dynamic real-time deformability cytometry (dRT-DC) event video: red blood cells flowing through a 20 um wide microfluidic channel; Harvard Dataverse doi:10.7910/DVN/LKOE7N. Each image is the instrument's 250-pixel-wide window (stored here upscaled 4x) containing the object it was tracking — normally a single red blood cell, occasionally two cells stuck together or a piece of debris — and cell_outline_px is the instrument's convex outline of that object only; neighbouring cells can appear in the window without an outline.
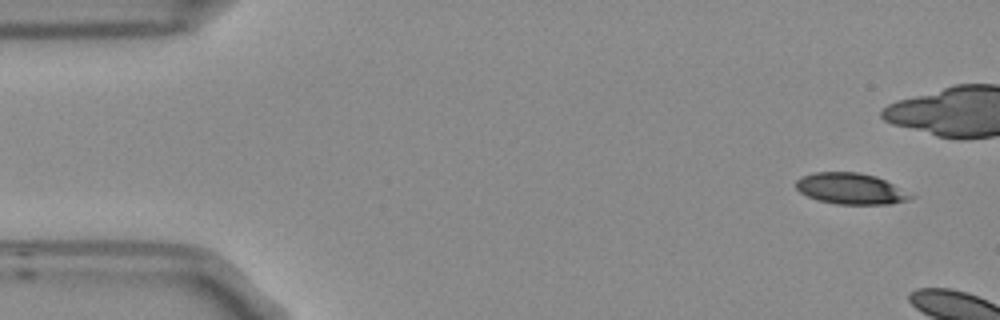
{"species": "Egyptian fruit bat (a non-hibernating species)", "species_latin": "Rousettus aegyptiacus", "temperature_condition": "room temperature", "stored_images_in_passage": 2, "camera_frame_rate_fps": 3000, "um_per_image_px": 0.085, "frame": {"image": 1, "passage_image": 2, "time_ms": 0.333, "image_size_px": [1000, 320], "cell_outline_px": [[916, 196], [908, 200], [892, 204], [836, 204], [816, 200], [800, 192], [796, 188], [796, 180], [800, 176], [816, 172], [860, 172], [876, 176]], "centroid_in_image_um": [72.29, 16.04], "position_along_channel_um": 12.7, "area_um2": 20.87}}